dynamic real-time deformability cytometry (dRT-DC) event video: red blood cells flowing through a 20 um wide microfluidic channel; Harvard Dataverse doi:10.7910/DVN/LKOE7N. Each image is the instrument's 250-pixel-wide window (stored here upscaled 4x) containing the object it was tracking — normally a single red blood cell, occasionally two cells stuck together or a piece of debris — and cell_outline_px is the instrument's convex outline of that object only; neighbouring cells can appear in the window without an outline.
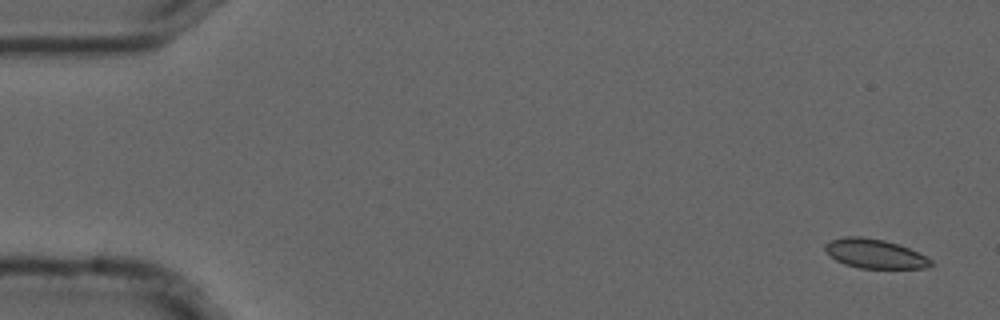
{"species": "common noctule bat (a hibernating species)", "species_latin": "Nyctalus noctula", "temperature_condition": "cold", "stored_images_in_passage": 54, "camera_frame_rate_fps": 3000, "um_per_image_px": 0.085, "animal": {"sex": "male", "forearm_length_mm": 52.5}, "frame": {"image": 1, "passage_image": 1, "time_ms": 0.0, "image_size_px": [1000, 320], "cell_outline_px": [[932, 264], [928, 268], [860, 268], [844, 264], [828, 256], [824, 248], [824, 244], [832, 240], [844, 236], [860, 236], [884, 240], [908, 248], [932, 260]], "centroid_in_image_um": [74.3, 21.56], "position_along_channel_um": 10.7, "area_um2": 17.92}}
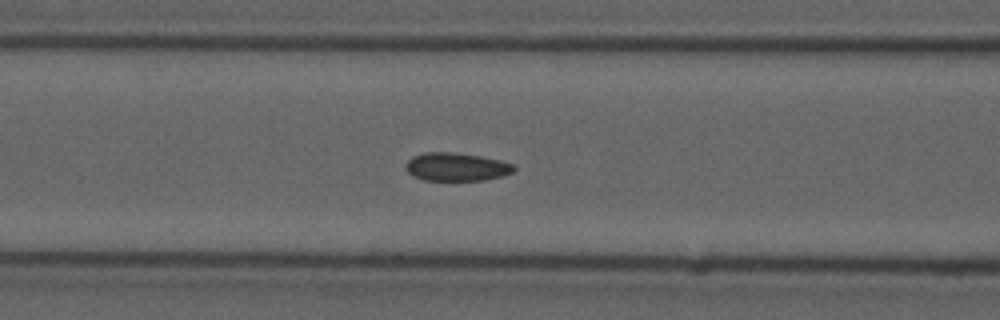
{"frame": {"image": 2, "passage_image": 21, "time_ms": 6.667, "image_size_px": [1000, 320], "cell_outline_px": [[516, 168], [512, 172], [504, 176], [484, 180], [424, 180], [412, 176], [404, 168], [404, 164], [412, 156], [424, 152], [452, 152], [480, 156], [500, 160], [516, 164]], "centroid_in_image_um": [38.79, 14.18], "position_along_channel_um": 127.8, "area_um2": 18.03}}
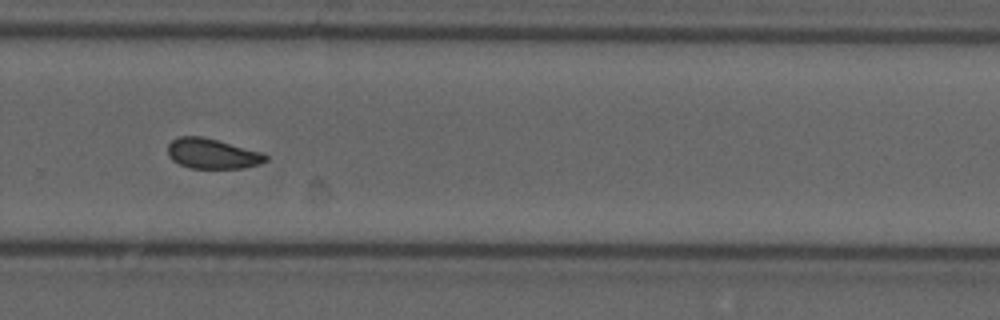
{"frame": {"image": 3, "passage_image": 36, "time_ms": 11.667, "image_size_px": [1000, 320], "cell_outline_px": [[268, 160], [260, 164], [244, 168], [188, 168], [172, 160], [168, 156], [168, 144], [172, 140], [180, 136], [204, 136], [264, 152], [268, 156]], "centroid_in_image_um": [18.08, 13.05], "position_along_channel_um": 311.7, "area_um2": 17.51}, "authors_computed_cell_mechanics": {"area_um2": 17.7735, "velocity_mm_per_s": 3.688, "shape_relaxation_time_tau1_ms": null, "shape_relaxation_time_tau2_ms": 3.0076, "deformation_change_tau1": null, "deformation_change_tau2": 0.0637}}